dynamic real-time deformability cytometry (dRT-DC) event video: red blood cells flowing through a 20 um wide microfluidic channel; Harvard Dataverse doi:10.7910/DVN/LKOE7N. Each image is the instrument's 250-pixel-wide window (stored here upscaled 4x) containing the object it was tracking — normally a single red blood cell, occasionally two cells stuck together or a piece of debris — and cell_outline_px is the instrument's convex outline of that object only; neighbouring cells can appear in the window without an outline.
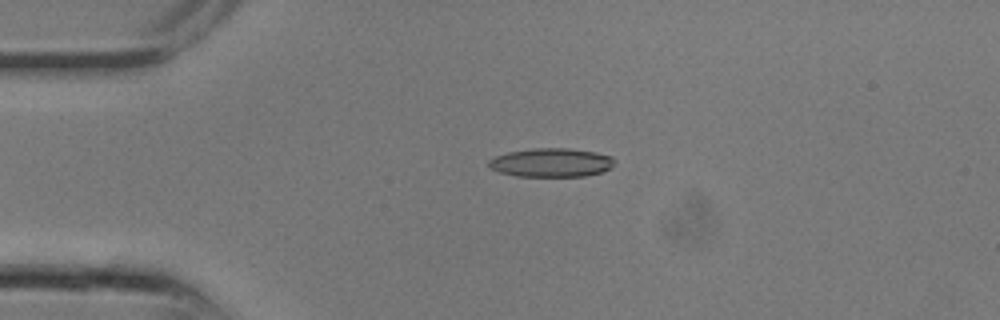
{"species": "common noctule bat (a hibernating species)", "species_latin": "Nyctalus noctula", "temperature_condition": "room temperature", "stored_images_in_passage": 10, "camera_frame_rate_fps": 3000, "um_per_image_px": 0.085, "animal": {"sex": "male", "body_mass_g": 13.3}, "frame": {"image": 1, "passage_image": 6, "time_ms": 1.667, "image_size_px": [1000, 320], "cell_outline_px": [[616, 160], [612, 168], [604, 172], [584, 176], [516, 176], [500, 172], [488, 168], [488, 160], [496, 156], [508, 152], [532, 148], [568, 148], [596, 152], [612, 156]], "centroid_in_image_um": [46.89, 13.82], "position_along_channel_um": 38.1, "area_um2": 21.33}}
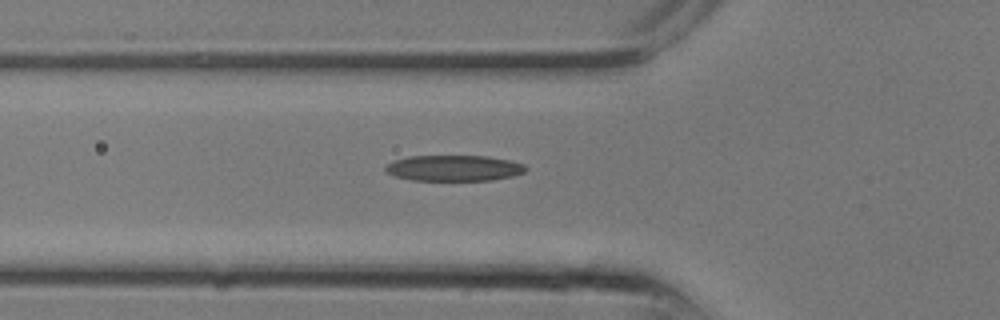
{"frame": {"image": 2, "passage_image": 9, "time_ms": 2.667, "image_size_px": [1000, 320], "cell_outline_px": [[528, 168], [524, 172], [512, 176], [492, 180], [412, 180], [392, 176], [384, 168], [388, 164], [396, 160], [408, 156], [488, 156], [508, 160], [524, 164]], "centroid_in_image_um": [38.59, 14.29], "position_along_channel_um": 87.2, "area_um2": 21.04}}